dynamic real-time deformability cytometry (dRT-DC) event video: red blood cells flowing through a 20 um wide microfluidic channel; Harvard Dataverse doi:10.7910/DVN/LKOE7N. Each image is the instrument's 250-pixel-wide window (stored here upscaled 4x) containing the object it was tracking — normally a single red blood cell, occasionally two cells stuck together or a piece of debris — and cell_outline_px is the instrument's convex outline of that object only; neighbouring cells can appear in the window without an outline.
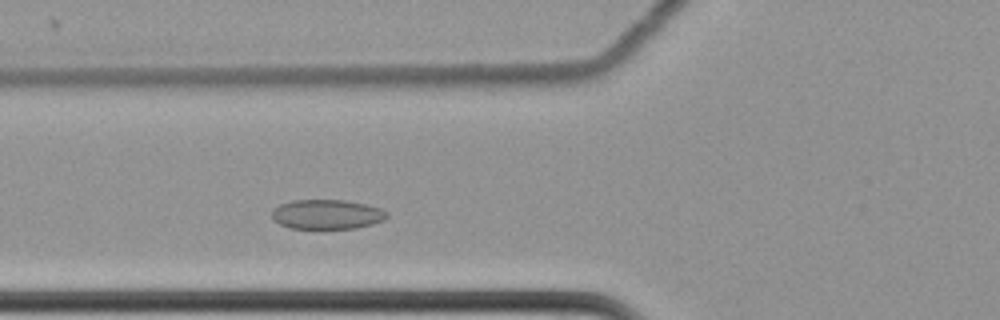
{"species": "common noctule bat (a hibernating species)", "species_latin": "Nyctalus noctula", "temperature_condition": "cold", "stored_images_in_passage": 41, "camera_frame_rate_fps": 3000, "um_per_image_px": 0.085, "animal": {"sex": "female", "body_mass_g": 22.7, "forearm_length_mm": 54.2}, "frame": {"image": 1, "passage_image": 12, "time_ms": 3.667, "image_size_px": [1000, 320], "cell_outline_px": [[388, 216], [384, 220], [372, 224], [356, 228], [288, 228], [272, 220], [272, 212], [280, 204], [292, 200], [344, 200], [368, 204], [380, 208], [388, 212]], "centroid_in_image_um": [27.8, 18.21], "position_along_channel_um": 98.0, "area_um2": 19.88}}
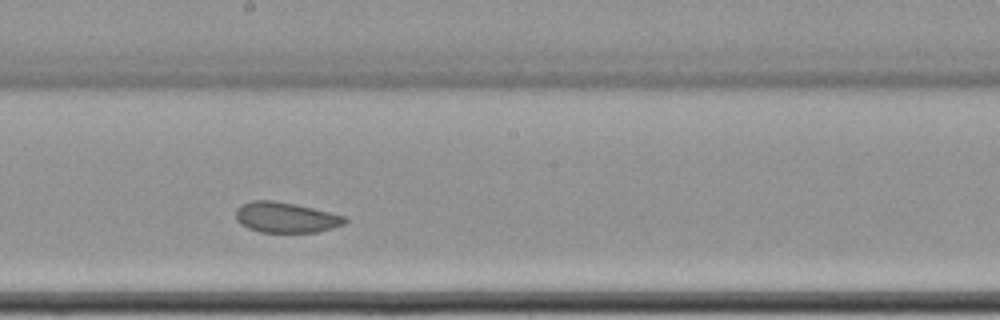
{"frame": {"image": 2, "passage_image": 23, "time_ms": 7.333, "image_size_px": [1000, 320], "cell_outline_px": [[348, 220], [344, 224], [332, 228], [316, 232], [260, 232], [248, 228], [240, 224], [236, 220], [236, 208], [240, 204], [252, 200], [272, 200], [296, 204], [344, 216]], "centroid_in_image_um": [24.24, 18.47], "position_along_channel_um": 224.0, "area_um2": 19.36}}
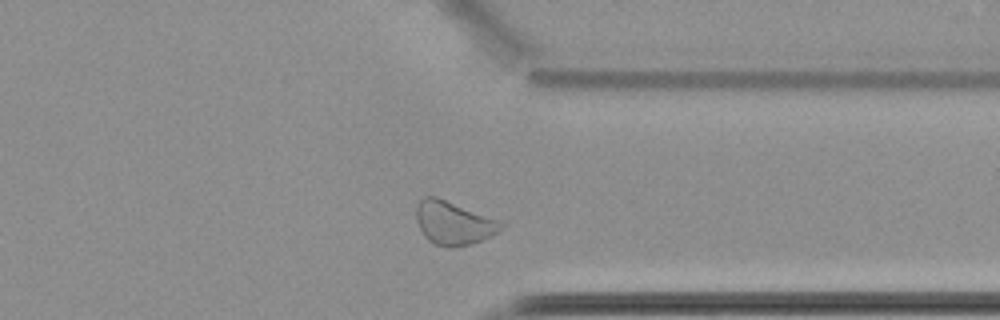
{"frame": {"image": 3, "passage_image": 36, "time_ms": 11.667, "image_size_px": [1000, 320], "cell_outline_px": [[504, 224], [492, 236], [484, 240], [472, 244], [448, 248], [436, 244], [428, 240], [424, 236], [416, 220], [416, 204], [424, 196], [436, 196], [504, 220]], "centroid_in_image_um": [38.58, 18.94], "position_along_channel_um": 372.8, "area_um2": 21.96}, "authors_computed_cell_mechanics": {"area_um2": 20.1722, "velocity_mm_per_s": 3.4378, "shape_relaxation_time_tau1_ms": 1.7294, "shape_relaxation_time_tau2_ms": 4.3631, "deformation_change_tau1": 0.0305, "deformation_change_tau2": 0.0817}}